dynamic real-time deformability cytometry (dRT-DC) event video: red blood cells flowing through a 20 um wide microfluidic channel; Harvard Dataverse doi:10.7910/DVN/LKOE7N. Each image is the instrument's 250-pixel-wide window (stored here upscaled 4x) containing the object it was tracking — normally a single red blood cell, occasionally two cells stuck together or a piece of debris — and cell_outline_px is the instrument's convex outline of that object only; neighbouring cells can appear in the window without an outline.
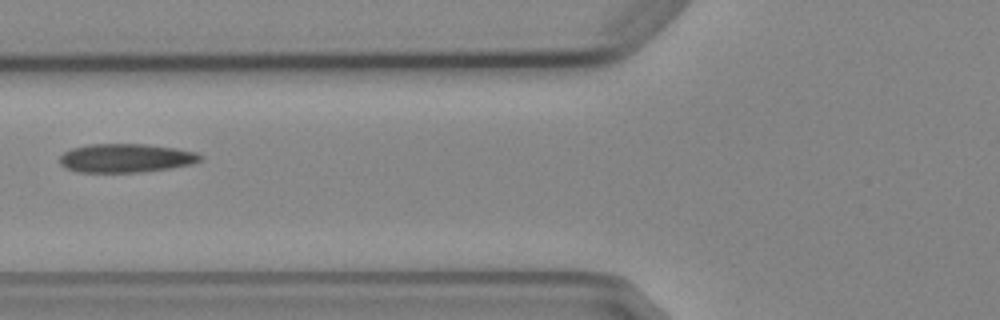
{"species": "Egyptian fruit bat (a non-hibernating species)", "species_latin": "Rousettus aegyptiacus", "temperature_condition": "cold", "stored_images_in_passage": 3, "camera_frame_rate_fps": 3000, "um_per_image_px": 0.085, "animal": {"sex": "female"}, "frame": {"image": 1, "passage_image": 2, "time_ms": 1.0, "image_size_px": [1000, 320], "cell_outline_px": [[204, 160], [192, 164], [172, 168], [144, 172], [76, 172], [64, 168], [60, 164], [60, 156], [64, 152], [72, 148], [88, 144], [144, 144], [176, 148], [196, 152], [204, 156]], "centroid_in_image_um": [10.73, 13.44], "position_along_channel_um": 115.1, "area_um2": 23.87}}